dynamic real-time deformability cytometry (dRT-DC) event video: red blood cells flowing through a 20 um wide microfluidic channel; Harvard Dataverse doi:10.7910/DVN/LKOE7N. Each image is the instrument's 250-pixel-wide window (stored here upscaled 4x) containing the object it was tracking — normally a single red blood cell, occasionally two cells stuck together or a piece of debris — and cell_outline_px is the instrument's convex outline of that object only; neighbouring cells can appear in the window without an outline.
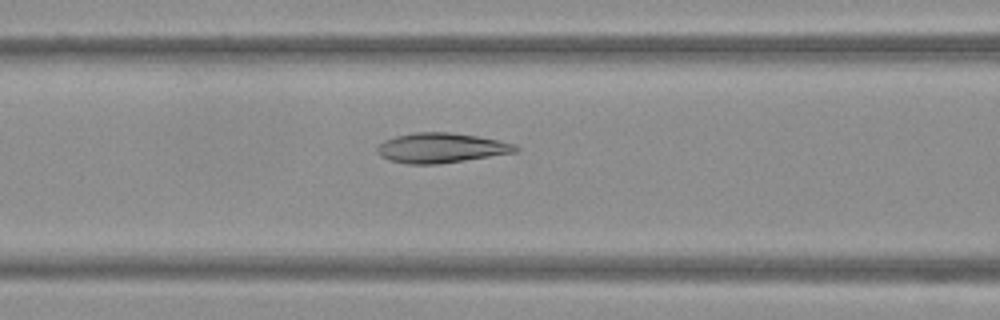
{"species": "Egyptian fruit bat (a non-hibernating species)", "species_latin": "Rousettus aegyptiacus", "temperature_condition": "warm", "stored_images_in_passage": 26, "camera_frame_rate_fps": 3000, "um_per_image_px": 0.085, "frame": {"image": 1, "passage_image": 7, "time_ms": 2.0, "image_size_px": [1000, 320], "cell_outline_px": [[496, 152], [480, 156], [456, 160], [400, 160], [408, 136], [468, 136], [488, 140]], "centroid_in_image_um": [37.83, 12.58], "position_along_channel_um": 128.8, "area_um2": 14.05}}
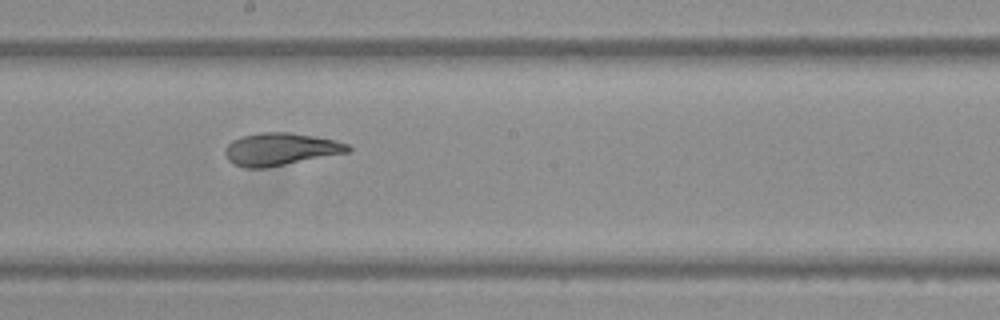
{"frame": {"image": 2, "passage_image": 15, "time_ms": 4.667, "image_size_px": [1000, 320], "cell_outline_px": [[348, 148], [276, 164], [244, 164], [256, 136], [300, 136], [328, 140]], "centroid_in_image_um": [24.45, 12.66], "position_along_channel_um": 223.8, "area_um2": 14.1}}
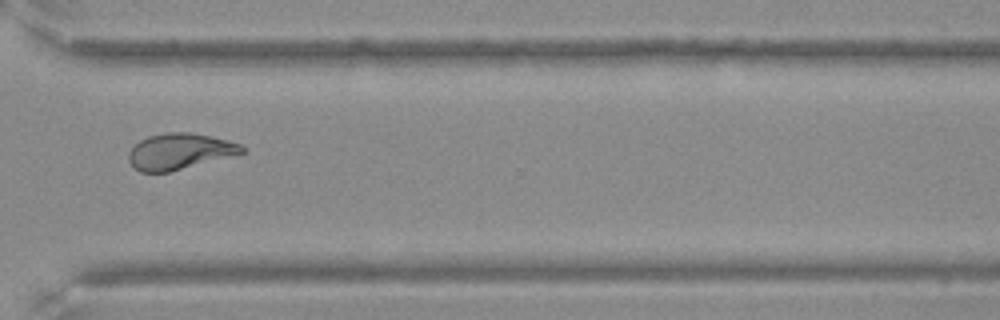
{"frame": {"image": 3, "passage_image": 26, "time_ms": 8.333, "image_size_px": [1000, 320], "cell_outline_px": [[232, 144], [176, 168], [164, 172], [148, 172], [160, 136], [200, 136]], "centroid_in_image_um": [15.46, 12.86], "position_along_channel_um": 355.1, "area_um2": 12.72}}